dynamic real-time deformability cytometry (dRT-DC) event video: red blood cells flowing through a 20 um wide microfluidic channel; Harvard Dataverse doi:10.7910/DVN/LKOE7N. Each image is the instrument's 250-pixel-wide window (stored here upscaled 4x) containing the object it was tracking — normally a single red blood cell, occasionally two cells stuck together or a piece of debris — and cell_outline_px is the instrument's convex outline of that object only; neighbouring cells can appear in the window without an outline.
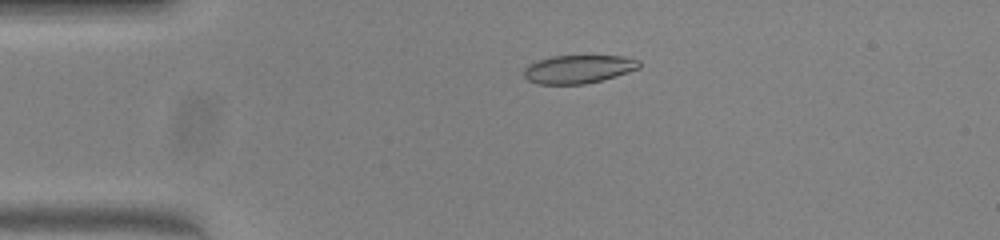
{"species": "common noctule bat (a hibernating species)", "species_latin": "Nyctalus noctula", "temperature_condition": "warm", "stored_images_in_passage": 49, "camera_frame_rate_fps": 3000, "um_per_image_px": 0.085, "animal": {"sex": "female", "body_mass_g": 23.0, "forearm_length_mm": 53.4}, "frame": {"image": 1, "passage_image": 9, "time_ms": 2.667, "image_size_px": [1000, 240], "cell_outline_px": [[640, 68], [628, 72], [600, 80], [584, 84], [536, 84], [528, 80], [524, 76], [524, 68], [528, 64], [552, 56], [624, 56], [640, 60]], "centroid_in_image_um": [49.15, 5.87], "position_along_channel_um": 35.8, "area_um2": 18.9}}
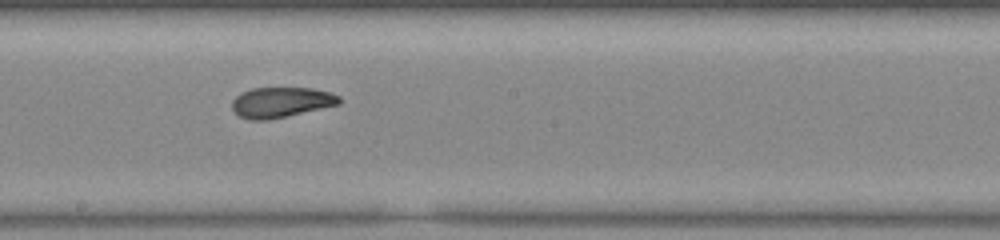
{"frame": {"image": 2, "passage_image": 26, "time_ms": 8.333, "image_size_px": [1000, 240], "cell_outline_px": [[340, 104], [268, 120], [248, 120], [240, 116], [232, 108], [232, 100], [240, 92], [252, 88], [312, 88], [332, 92], [340, 96]], "centroid_in_image_um": [23.89, 8.68], "position_along_channel_um": 224.3, "area_um2": 18.96}}
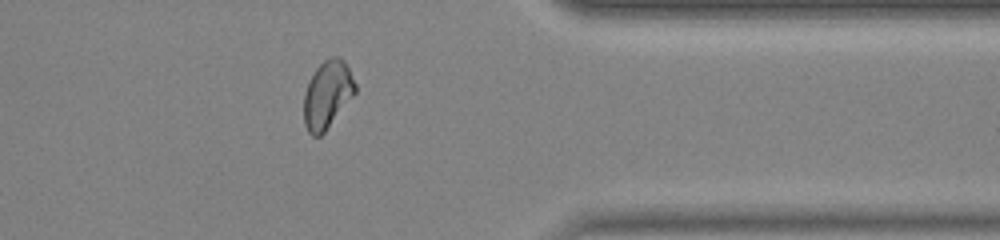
{"frame": {"image": 3, "passage_image": 39, "time_ms": 12.667, "image_size_px": [1000, 240], "cell_outline_px": [[356, 92], [324, 132], [320, 136], [312, 136], [308, 132], [304, 124], [304, 92], [308, 80], [316, 68], [324, 60], [332, 56], [340, 56], [344, 60], [356, 84]], "centroid_in_image_um": [27.81, 8.02], "position_along_channel_um": 383.6, "area_um2": 20.23}, "authors_computed_cell_mechanics": {"area_um2": 19.5364, "velocity_mm_per_s": 4.0042, "shape_relaxation_time_tau1_ms": 10.9245, "shape_relaxation_time_tau2_ms": 1.3595, "deformation_change_tau1": 0.2856, "deformation_change_tau2": 0.0759}}